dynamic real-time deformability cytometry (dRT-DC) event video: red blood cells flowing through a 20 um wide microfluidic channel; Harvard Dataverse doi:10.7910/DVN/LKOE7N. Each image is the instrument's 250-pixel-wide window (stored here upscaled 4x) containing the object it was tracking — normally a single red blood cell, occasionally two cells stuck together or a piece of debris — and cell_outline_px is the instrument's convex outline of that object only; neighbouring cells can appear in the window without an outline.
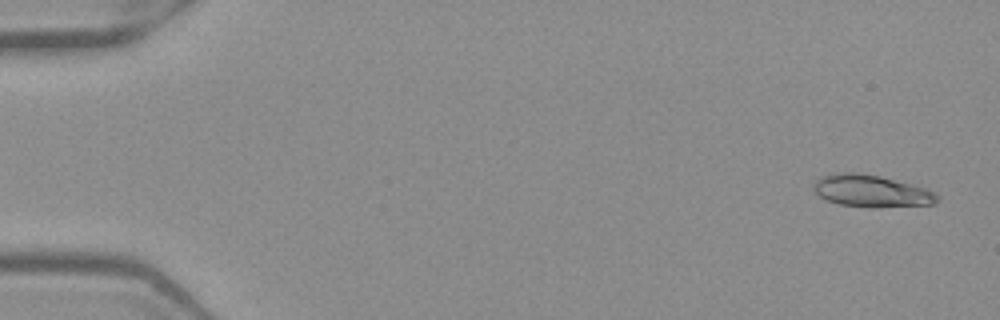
{"species": "Egyptian fruit bat (a non-hibernating species)", "species_latin": "Rousettus aegyptiacus", "temperature_condition": "warm", "stored_images_in_passage": 17, "camera_frame_rate_fps": 3000, "um_per_image_px": 0.085, "frame": {"image": 1, "passage_image": 2, "time_ms": 0.333, "image_size_px": [1000, 320], "cell_outline_px": [[940, 200], [936, 204], [876, 208], [868, 208], [840, 204], [828, 200], [820, 196], [812, 188], [812, 184], [820, 176], [836, 172], [856, 172], [880, 176], [912, 184], [936, 192], [940, 196]], "centroid_in_image_um": [74.09, 16.24], "position_along_channel_um": 10.9, "area_um2": 23.52}}
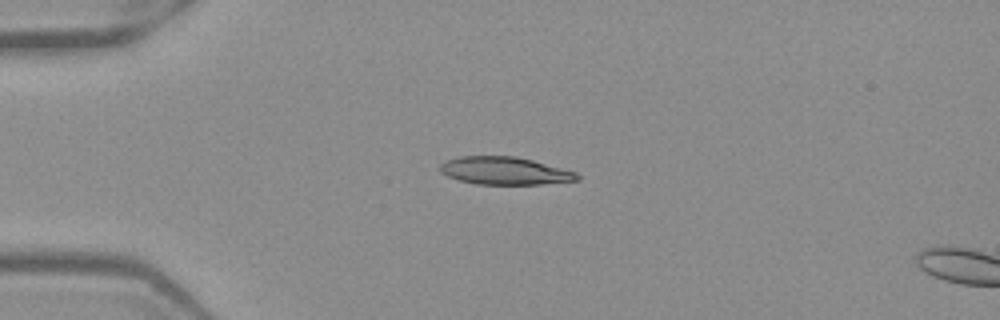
{"frame": {"image": 2, "passage_image": 13, "time_ms": 4.0, "image_size_px": [1000, 320], "cell_outline_px": [[580, 180], [544, 184], [476, 184], [460, 180], [448, 176], [440, 172], [440, 164], [444, 160], [460, 156], [516, 156], [532, 160], [576, 172], [580, 176]], "centroid_in_image_um": [42.89, 14.51], "position_along_channel_um": 42.1, "area_um2": 22.14}}